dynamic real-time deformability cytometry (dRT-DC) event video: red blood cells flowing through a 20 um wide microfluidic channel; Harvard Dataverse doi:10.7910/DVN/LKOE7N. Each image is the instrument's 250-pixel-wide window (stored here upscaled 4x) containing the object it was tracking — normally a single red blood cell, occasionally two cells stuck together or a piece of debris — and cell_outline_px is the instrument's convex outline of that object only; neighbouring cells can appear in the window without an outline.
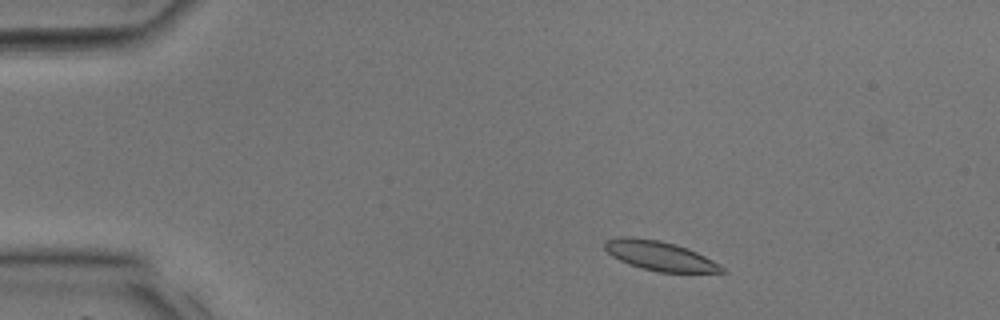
{"species": "common noctule bat (a hibernating species)", "species_latin": "Nyctalus noctula", "temperature_condition": "room temperature", "stored_images_in_passage": 34, "camera_frame_rate_fps": 3000, "um_per_image_px": 0.085, "animal": {"sex": "male", "body_mass_g": 17.9, "forearm_length_mm": 54.2}, "frame": {"image": 1, "passage_image": 4, "time_ms": 1.0, "image_size_px": [1000, 320], "cell_outline_px": [[728, 272], [660, 272], [628, 264], [612, 256], [604, 248], [604, 240], [616, 236], [628, 236], [660, 240], [676, 244], [688, 248], [720, 264]], "centroid_in_image_um": [56.04, 21.72], "position_along_channel_um": 29.0, "area_um2": 20.11}}
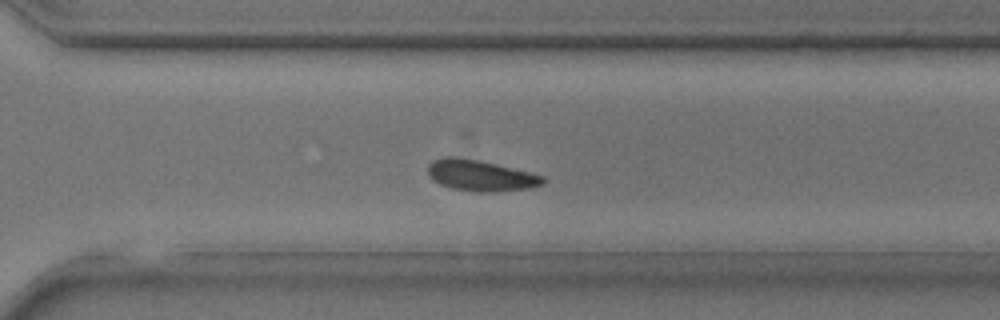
{"frame": {"image": 2, "passage_image": 24, "time_ms": 7.667, "image_size_px": [1000, 320], "cell_outline_px": [[544, 184], [528, 188], [496, 192], [480, 192], [452, 188], [440, 184], [428, 172], [428, 164], [432, 160], [448, 156], [456, 156], [480, 160], [544, 176]], "centroid_in_image_um": [40.85, 14.91], "position_along_channel_um": 329.8, "area_um2": 20.58}}
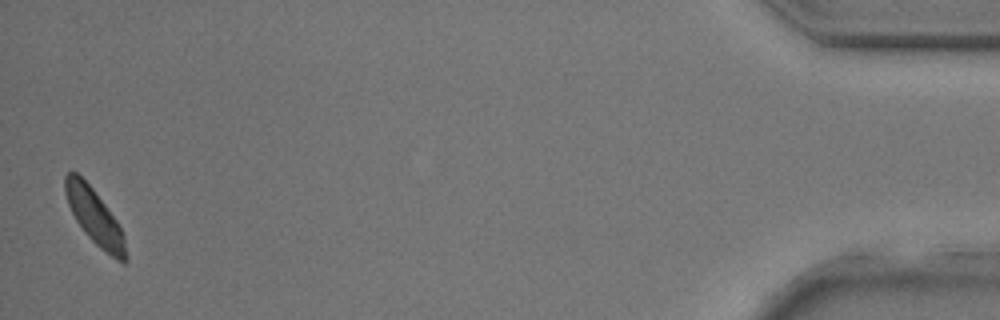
{"frame": {"image": 3, "passage_image": 34, "time_ms": 11.0, "image_size_px": [1000, 320], "cell_outline_px": [[128, 260], [124, 264], [116, 260], [100, 248], [84, 232], [76, 220], [68, 204], [64, 192], [64, 176], [68, 172], [76, 172], [92, 188], [116, 220], [124, 236], [128, 256]], "centroid_in_image_um": [8.05, 18.46], "position_along_channel_um": 427.1, "area_um2": 19.42}}